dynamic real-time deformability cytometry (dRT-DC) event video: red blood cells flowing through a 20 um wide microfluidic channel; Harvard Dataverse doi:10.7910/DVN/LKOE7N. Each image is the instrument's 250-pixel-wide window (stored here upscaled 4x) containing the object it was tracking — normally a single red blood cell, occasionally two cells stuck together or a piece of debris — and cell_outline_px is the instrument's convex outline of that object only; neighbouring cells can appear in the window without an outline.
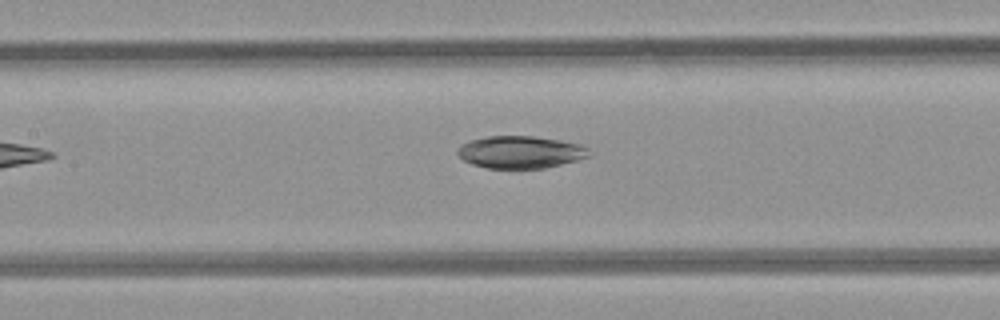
{"species": "common noctule bat (a hibernating species)", "species_latin": "Nyctalus noctula", "temperature_condition": "room temperature", "stored_images_in_passage": 8, "camera_frame_rate_fps": 3000, "um_per_image_px": 0.085, "animal": {"sex": "female", "body_mass_g": 21.9}, "frame": {"image": 1, "passage_image": 8, "time_ms": 8.0, "image_size_px": [1000, 320], "cell_outline_px": [[592, 156], [544, 168], [488, 168], [472, 164], [464, 160], [456, 152], [460, 144], [484, 136], [532, 136], [560, 140], [580, 144], [588, 148]], "centroid_in_image_um": [44.24, 12.92], "position_along_channel_um": 163.2, "area_um2": 24.74}}